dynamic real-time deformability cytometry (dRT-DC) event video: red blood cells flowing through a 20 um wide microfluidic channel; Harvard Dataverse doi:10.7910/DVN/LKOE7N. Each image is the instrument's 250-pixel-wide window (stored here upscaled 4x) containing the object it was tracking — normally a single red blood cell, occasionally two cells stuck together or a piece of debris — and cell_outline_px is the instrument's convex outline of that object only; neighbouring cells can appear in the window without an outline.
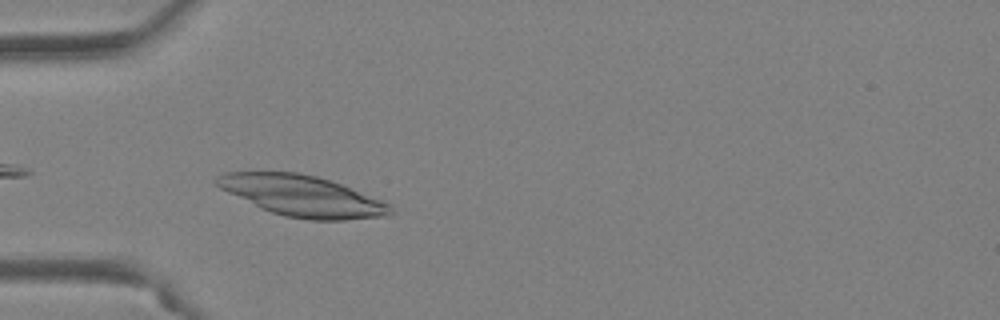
{"species": "Egyptian fruit bat (a non-hibernating species)", "species_latin": "Rousettus aegyptiacus", "temperature_condition": "warm", "stored_images_in_passage": 36, "camera_frame_rate_fps": 3000, "um_per_image_px": 0.085, "animal": {"sex": "female"}, "frame": {"image": 1, "passage_image": 2, "time_ms": 0.333, "image_size_px": [1000, 320], "cell_outline_px": [[396, 212], [388, 216], [344, 220], [308, 220], [284, 216], [272, 212], [228, 192], [220, 188], [212, 180], [216, 176], [228, 172], [296, 172], [316, 176], [340, 184], [384, 200], [392, 204]], "centroid_in_image_um": [25.76, 16.66], "position_along_channel_um": 59.2, "area_um2": 41.27}}
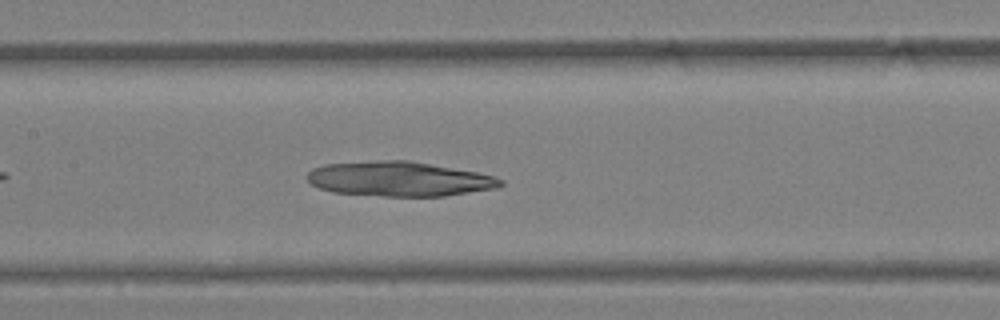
{"frame": {"image": 2, "passage_image": 11, "time_ms": 3.333, "image_size_px": [1000, 320], "cell_outline_px": [[504, 184], [496, 188], [444, 196], [384, 196], [332, 192], [320, 188], [312, 184], [304, 176], [312, 168], [324, 164], [376, 160], [408, 160], [476, 172], [496, 176], [504, 180]], "centroid_in_image_um": [33.91, 15.2], "position_along_channel_um": 173.5, "area_um2": 39.19}}
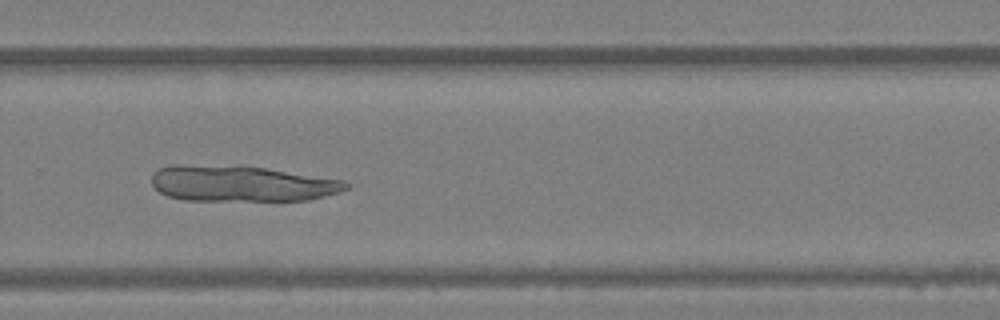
{"frame": {"image": 3, "passage_image": 21, "time_ms": 6.667, "image_size_px": [1000, 320], "cell_outline_px": [[348, 188], [340, 192], [308, 200], [184, 200], [168, 196], [160, 192], [152, 184], [152, 172], [160, 168], [172, 164], [244, 164], [344, 180], [348, 184]], "centroid_in_image_um": [20.49, 15.57], "position_along_channel_um": 309.3, "area_um2": 41.38}}